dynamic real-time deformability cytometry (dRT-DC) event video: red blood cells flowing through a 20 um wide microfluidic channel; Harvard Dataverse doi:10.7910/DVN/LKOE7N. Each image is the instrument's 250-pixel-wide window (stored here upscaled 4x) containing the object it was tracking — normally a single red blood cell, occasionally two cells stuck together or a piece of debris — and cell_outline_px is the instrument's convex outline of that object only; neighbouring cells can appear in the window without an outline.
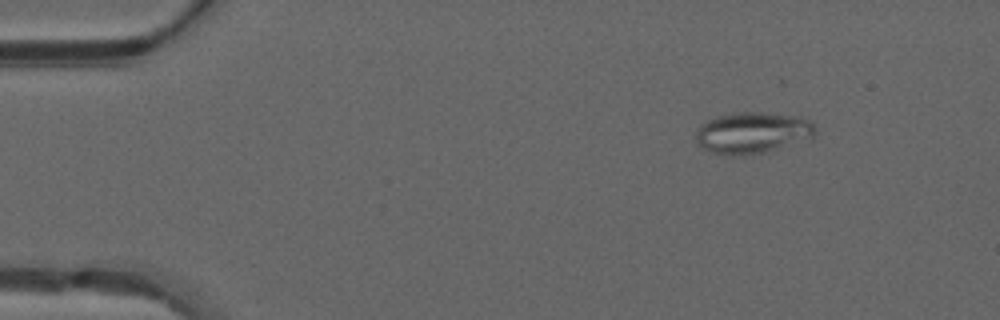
{"species": "common noctule bat (a hibernating species)", "species_latin": "Nyctalus noctula", "temperature_condition": "warm", "stored_images_in_passage": 49, "camera_frame_rate_fps": 3000, "um_per_image_px": 0.085, "animal": {"sex": "male", "forearm_length_mm": 52.5}, "frame": {"image": 1, "passage_image": 6, "time_ms": 1.667, "image_size_px": [1000, 320], "cell_outline_px": [[816, 132], [812, 140], [764, 152], [712, 152], [700, 148], [696, 144], [696, 132], [700, 124], [716, 116], [736, 112], [764, 112], [800, 116], [808, 120], [816, 128]], "centroid_in_image_um": [64.02, 11.24], "position_along_channel_um": 21.0, "area_um2": 28.55}}
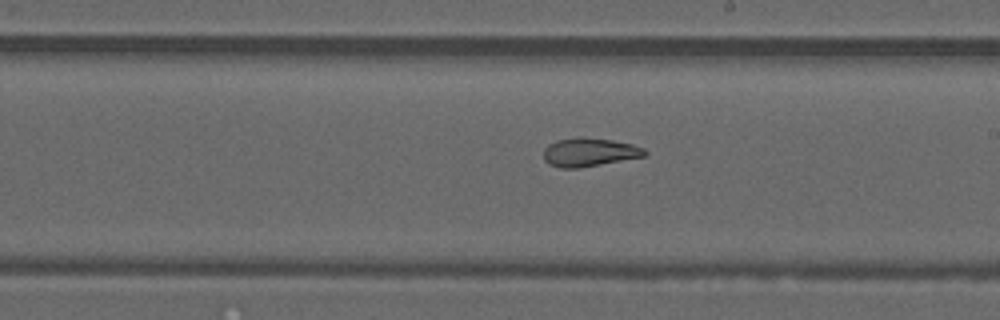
{"frame": {"image": 2, "passage_image": 28, "time_ms": 9.0, "image_size_px": [1000, 320], "cell_outline_px": [[648, 156], [580, 168], [560, 168], [548, 164], [544, 160], [544, 148], [548, 144], [556, 140], [576, 136], [612, 140], [632, 144], [644, 148], [648, 152]], "centroid_in_image_um": [50.1, 12.94], "position_along_channel_um": 238.9, "area_um2": 17.17}}
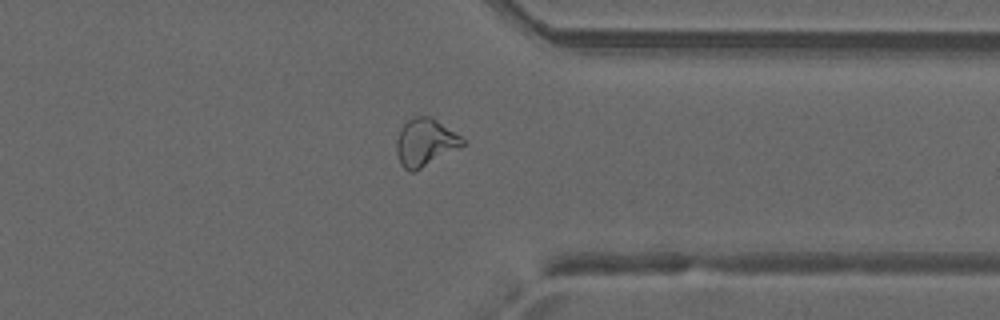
{"frame": {"image": 3, "passage_image": 38, "time_ms": 12.333, "image_size_px": [1000, 320], "cell_outline_px": [[464, 144], [420, 168], [412, 172], [408, 172], [400, 164], [396, 152], [396, 140], [400, 128], [408, 120], [416, 116], [432, 116], [460, 136], [464, 140]], "centroid_in_image_um": [36.08, 12.08], "position_along_channel_um": 375.3, "area_um2": 17.92}, "authors_computed_cell_mechanics": {"area_um2": 20.4612, "velocity_mm_per_s": 4.1908, "shape_relaxation_time_tau1_ms": null, "shape_relaxation_time_tau2_ms": 1.1409, "deformation_change_tau1": null, "deformation_change_tau2": 0.0852}}